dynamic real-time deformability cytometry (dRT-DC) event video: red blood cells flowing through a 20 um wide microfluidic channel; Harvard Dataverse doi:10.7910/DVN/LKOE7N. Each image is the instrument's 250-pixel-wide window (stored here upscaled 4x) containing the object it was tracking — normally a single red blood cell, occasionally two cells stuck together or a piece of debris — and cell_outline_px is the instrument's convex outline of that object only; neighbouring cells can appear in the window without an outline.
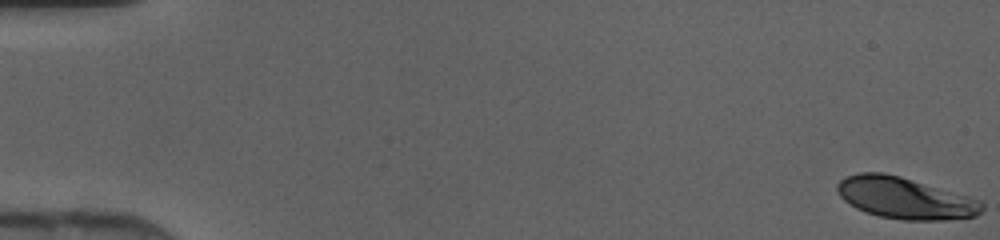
{"species": "human", "species_latin": "Homo sapiens", "temperature_condition": "cold", "stored_images_in_passage": 47, "camera_frame_rate_fps": 3000, "um_per_image_px": 0.085, "donor": {"sex": "female"}, "frame": {"image": 1, "passage_image": 1, "time_ms": 0.0, "image_size_px": [1000, 240], "cell_outline_px": [[984, 208], [976, 216], [948, 220], [900, 220], [880, 216], [856, 208], [844, 200], [840, 196], [836, 188], [836, 184], [840, 180], [848, 176], [860, 172], [884, 172], [900, 176], [968, 196], [984, 204]], "centroid_in_image_um": [76.91, 16.84], "position_along_channel_um": 8.1, "area_um2": 34.8}}
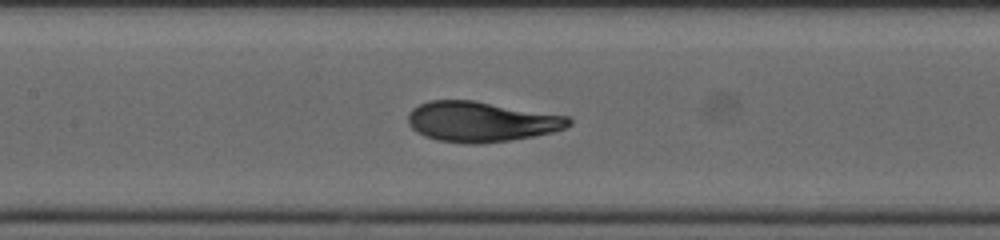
{"frame": {"image": 2, "passage_image": 23, "time_ms": 7.333, "image_size_px": [1000, 240], "cell_outline_px": [[572, 124], [564, 128], [552, 132], [536, 136], [512, 140], [480, 144], [468, 144], [436, 140], [424, 136], [416, 132], [408, 124], [408, 112], [412, 108], [428, 100], [472, 100], [568, 116], [572, 120]], "centroid_in_image_um": [40.88, 10.35], "position_along_channel_um": 166.5, "area_um2": 37.92}}
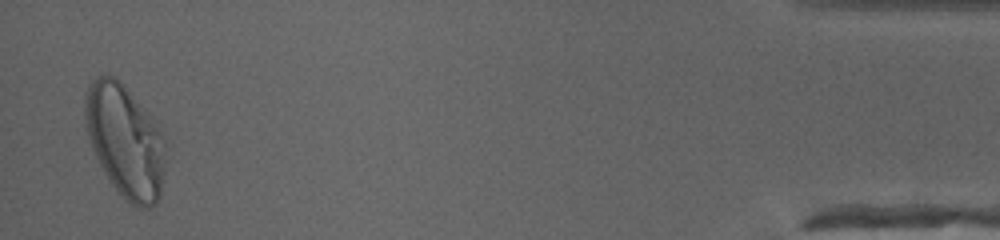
{"frame": {"image": 3, "passage_image": 46, "time_ms": 15.0, "image_size_px": [1000, 240], "cell_outline_px": [[164, 144], [160, 196], [156, 204], [148, 208], [136, 208], [112, 184], [100, 164], [92, 148], [88, 136], [84, 120], [84, 92], [88, 84], [96, 76], [112, 76], [120, 80], [148, 116], [160, 132], [164, 140]], "centroid_in_image_um": [10.57, 11.97], "position_along_channel_um": 424.6, "area_um2": 51.56}}